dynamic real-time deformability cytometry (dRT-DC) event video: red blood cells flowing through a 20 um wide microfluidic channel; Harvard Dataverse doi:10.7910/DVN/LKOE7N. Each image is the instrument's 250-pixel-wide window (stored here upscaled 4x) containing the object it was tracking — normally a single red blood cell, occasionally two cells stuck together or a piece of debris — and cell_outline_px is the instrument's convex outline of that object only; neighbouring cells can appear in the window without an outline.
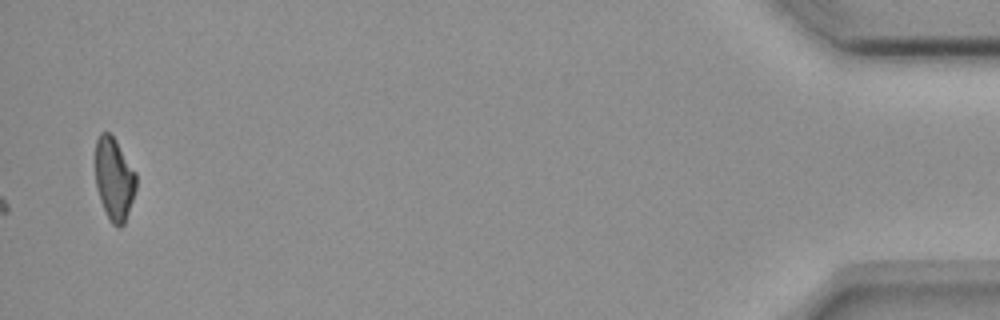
{"species": "common noctule bat (a hibernating species)", "species_latin": "Nyctalus noctula", "temperature_condition": "room temperature", "stored_images_in_passage": 54, "camera_frame_rate_fps": 3000, "um_per_image_px": 0.085, "animal": {"sex": "female", "body_mass_g": 18.4}, "frame": {"image": 1, "passage_image": 54, "time_ms": 17.667, "image_size_px": [1000, 320], "cell_outline_px": [[136, 188], [124, 224], [120, 228], [116, 228], [112, 224], [100, 200], [96, 188], [96, 140], [100, 132], [108, 132], [116, 140], [136, 172]], "centroid_in_image_um": [9.7, 15.21], "position_along_channel_um": 425.5, "area_um2": 19.54}}